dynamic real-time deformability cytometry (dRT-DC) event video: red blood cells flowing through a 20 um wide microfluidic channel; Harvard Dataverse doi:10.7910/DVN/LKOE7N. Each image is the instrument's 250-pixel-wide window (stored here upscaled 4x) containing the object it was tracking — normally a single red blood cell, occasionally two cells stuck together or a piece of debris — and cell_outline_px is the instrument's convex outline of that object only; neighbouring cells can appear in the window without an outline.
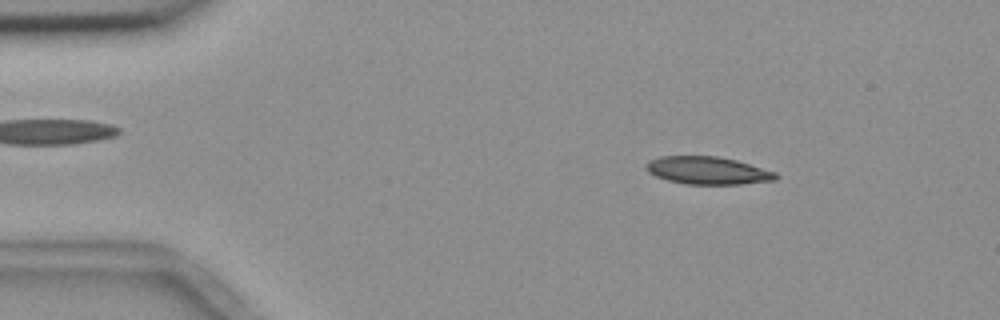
{"species": "common noctule bat (a hibernating species)", "species_latin": "Nyctalus noctula", "temperature_condition": "room temperature", "stored_images_in_passage": 54, "camera_frame_rate_fps": 3000, "um_per_image_px": 0.085, "animal": {"sex": "female", "body_mass_g": 18.4}, "frame": {"image": 1, "passage_image": 7, "time_ms": 2.0, "image_size_px": [1000, 320], "cell_outline_px": [[780, 176], [776, 180], [740, 184], [684, 184], [668, 180], [656, 176], [648, 172], [644, 168], [648, 160], [660, 156], [716, 156], [736, 160], [776, 172]], "centroid_in_image_um": [60.14, 14.49], "position_along_channel_um": 24.9, "area_um2": 20.98}}
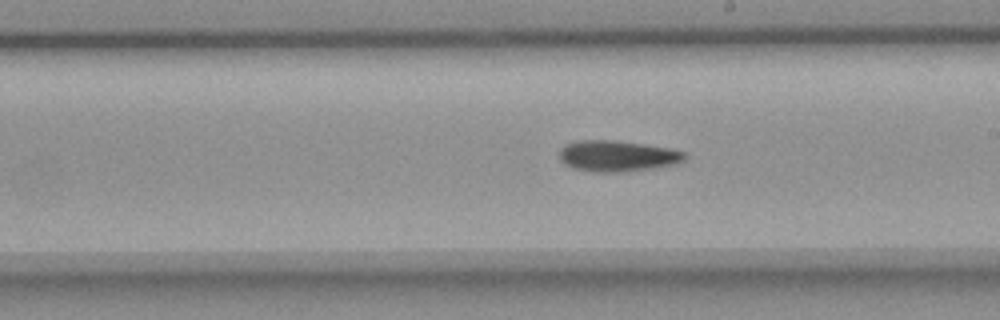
{"frame": {"image": 2, "passage_image": 30, "time_ms": 9.667, "image_size_px": [1000, 320], "cell_outline_px": [[688, 156], [684, 160], [676, 164], [656, 168], [624, 172], [592, 172], [572, 168], [564, 164], [560, 160], [560, 148], [564, 144], [576, 140], [616, 140], [672, 148], [684, 152]], "centroid_in_image_um": [52.48, 13.26], "position_along_channel_um": 236.5, "area_um2": 23.12}}
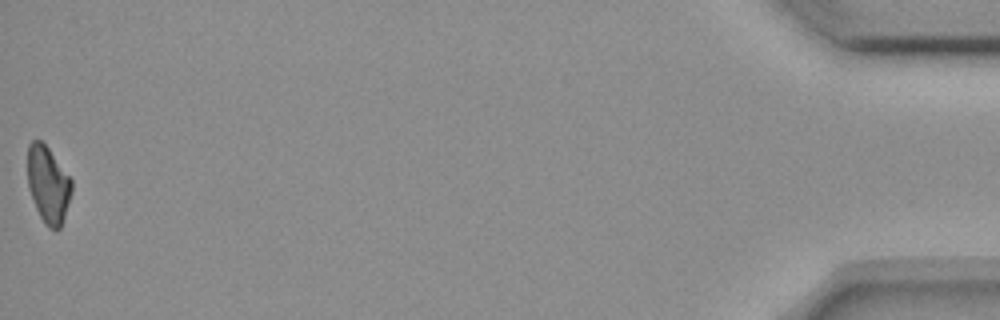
{"frame": {"image": 3, "passage_image": 54, "time_ms": 17.667, "image_size_px": [1000, 320], "cell_outline_px": [[72, 192], [64, 220], [60, 228], [56, 232], [48, 228], [44, 224], [36, 208], [28, 188], [28, 144], [32, 140], [40, 140], [48, 148], [72, 180]], "centroid_in_image_um": [4.1, 15.74], "position_along_channel_um": 431.1, "area_um2": 19.83}}